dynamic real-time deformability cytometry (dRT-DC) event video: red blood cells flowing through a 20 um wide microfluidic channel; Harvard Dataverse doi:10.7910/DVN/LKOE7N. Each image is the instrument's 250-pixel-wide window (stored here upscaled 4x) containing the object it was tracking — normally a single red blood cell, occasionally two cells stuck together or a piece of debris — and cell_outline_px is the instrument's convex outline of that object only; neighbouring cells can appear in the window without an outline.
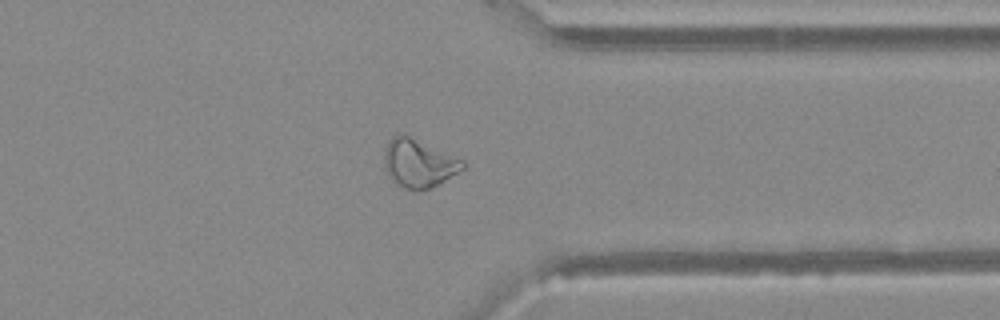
{"species": "Egyptian fruit bat (a non-hibernating species)", "species_latin": "Rousettus aegyptiacus", "temperature_condition": "warm", "stored_images_in_passage": 37, "camera_frame_rate_fps": 3000, "um_per_image_px": 0.085, "animal": {"sex": "female"}, "frame": {"image": 1, "passage_image": 27, "time_ms": 8.667, "image_size_px": [1000, 320], "cell_outline_px": [[468, 164], [464, 168], [444, 180], [428, 188], [416, 192], [404, 188], [396, 184], [388, 176], [384, 168], [384, 152], [388, 140], [392, 136], [400, 132], [464, 160]], "centroid_in_image_um": [35.55, 13.87], "position_along_channel_um": 375.9, "area_um2": 22.14}}
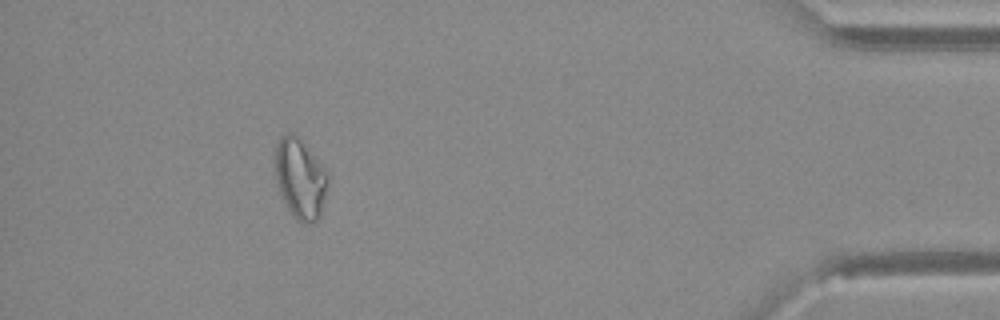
{"frame": {"image": 2, "passage_image": 33, "time_ms": 10.667, "image_size_px": [1000, 320], "cell_outline_px": [[328, 180], [324, 200], [320, 216], [312, 224], [304, 224], [296, 220], [288, 208], [280, 192], [276, 180], [276, 144], [280, 136], [288, 132], [292, 132], [300, 136], [304, 140], [324, 168], [328, 176]], "centroid_in_image_um": [25.52, 15.14], "position_along_channel_um": 409.7, "area_um2": 24.74}}